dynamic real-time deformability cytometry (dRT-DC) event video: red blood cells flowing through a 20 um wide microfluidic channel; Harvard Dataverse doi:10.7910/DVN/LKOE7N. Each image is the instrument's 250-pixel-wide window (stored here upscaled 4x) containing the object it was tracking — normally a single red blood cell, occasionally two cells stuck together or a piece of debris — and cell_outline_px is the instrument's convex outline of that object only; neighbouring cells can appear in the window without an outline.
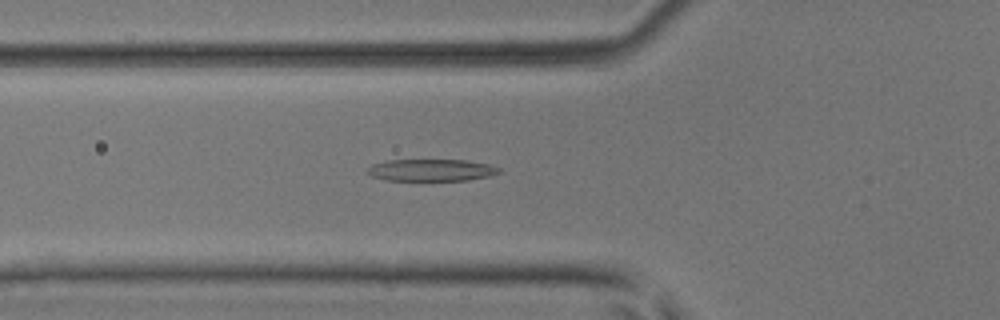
{"species": "common noctule bat (a hibernating species)", "species_latin": "Nyctalus noctula", "temperature_condition": "room temperature", "stored_images_in_passage": 50, "camera_frame_rate_fps": 3000, "um_per_image_px": 0.085, "animal": {"sex": "male", "body_mass_g": 17.9, "forearm_length_mm": 54.2}, "frame": {"image": 1, "passage_image": 18, "time_ms": 5.667, "image_size_px": [1000, 320], "cell_outline_px": [[500, 172], [488, 176], [468, 180], [384, 180], [372, 176], [364, 172], [364, 168], [372, 164], [388, 160], [468, 160], [488, 164], [500, 168]], "centroid_in_image_um": [36.59, 14.45], "position_along_channel_um": 89.2, "area_um2": 16.94}}
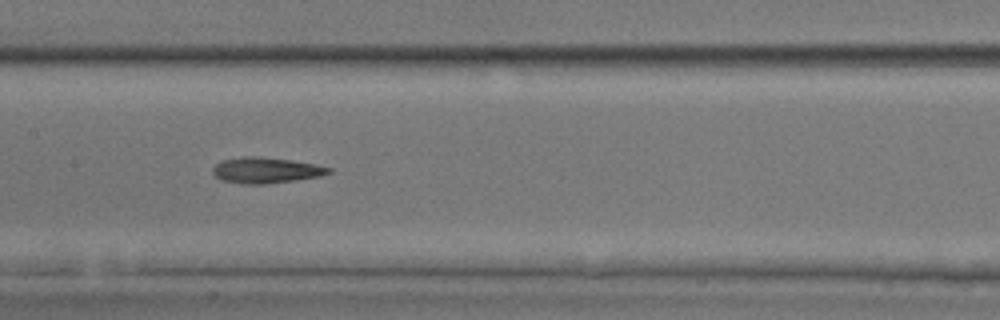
{"frame": {"image": 2, "passage_image": 25, "time_ms": 8.0, "image_size_px": [1000, 320], "cell_outline_px": [[332, 172], [320, 176], [264, 184], [244, 184], [220, 180], [212, 172], [212, 168], [216, 164], [224, 160], [244, 156], [256, 156], [292, 160], [316, 164], [332, 168]], "centroid_in_image_um": [22.6, 14.47], "position_along_channel_um": 184.8, "area_um2": 17.34}}
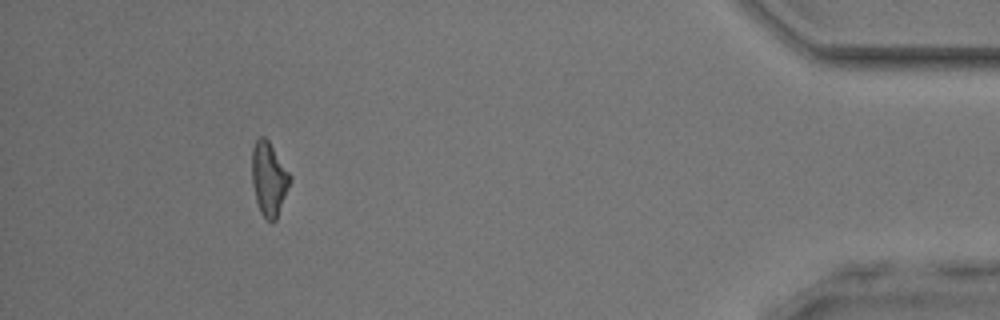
{"frame": {"image": 3, "passage_image": 46, "time_ms": 15.0, "image_size_px": [1000, 320], "cell_outline_px": [[292, 180], [276, 220], [272, 224], [260, 212], [256, 200], [252, 184], [252, 148], [256, 140], [260, 136], [264, 136], [268, 140], [292, 176]], "centroid_in_image_um": [22.87, 15.21], "position_along_channel_um": 412.3, "area_um2": 16.47}}